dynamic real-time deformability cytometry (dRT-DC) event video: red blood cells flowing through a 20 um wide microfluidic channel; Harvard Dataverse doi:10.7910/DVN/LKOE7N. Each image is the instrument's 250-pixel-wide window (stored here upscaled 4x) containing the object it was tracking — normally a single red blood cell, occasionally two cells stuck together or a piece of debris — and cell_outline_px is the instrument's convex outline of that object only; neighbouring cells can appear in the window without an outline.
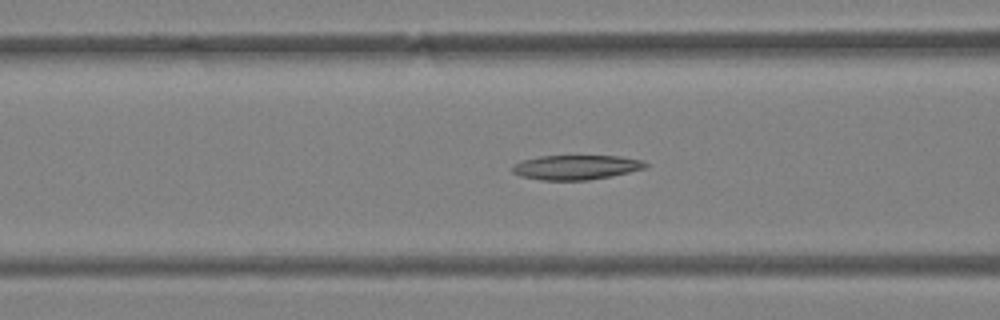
{"species": "Egyptian fruit bat (a non-hibernating species)", "species_latin": "Rousettus aegyptiacus", "temperature_condition": "warm", "stored_images_in_passage": 42, "camera_frame_rate_fps": 3000, "um_per_image_px": 0.085, "animal": {"sex": "female"}, "frame": {"image": 1, "passage_image": 14, "time_ms": 4.333, "image_size_px": [1000, 320], "cell_outline_px": [[648, 164], [644, 168], [612, 176], [588, 180], [540, 180], [520, 176], [512, 172], [512, 168], [516, 164], [524, 160], [540, 156], [620, 156], [644, 160]], "centroid_in_image_um": [48.99, 14.22], "position_along_channel_um": 117.6, "area_um2": 18.96}}
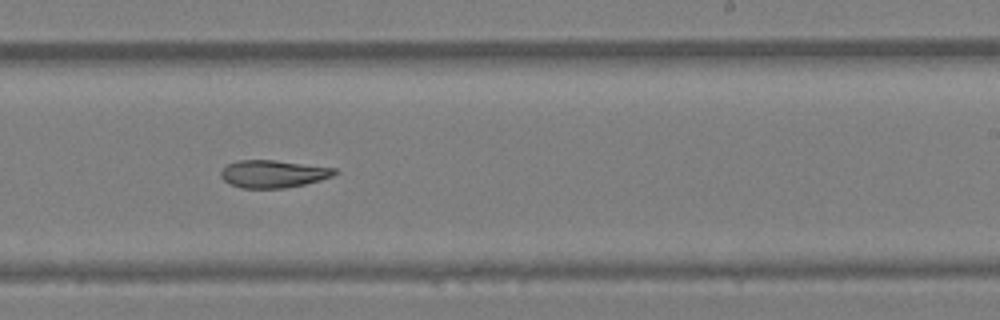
{"frame": {"image": 2, "passage_image": 24, "time_ms": 7.667, "image_size_px": [1000, 320], "cell_outline_px": [[340, 172], [332, 176], [320, 180], [304, 184], [284, 188], [240, 188], [228, 184], [220, 176], [220, 172], [228, 164], [240, 160], [276, 160], [336, 168]], "centroid_in_image_um": [23.23, 14.78], "position_along_channel_um": 265.8, "area_um2": 18.32}}
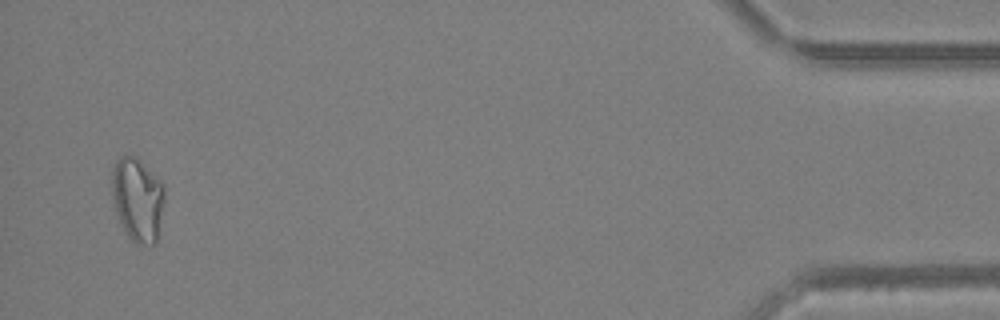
{"frame": {"image": 3, "passage_image": 40, "time_ms": 13.0, "image_size_px": [1000, 320], "cell_outline_px": [[164, 200], [160, 236], [156, 244], [136, 244], [128, 236], [112, 204], [112, 168], [116, 160], [120, 156], [136, 156], [164, 184]], "centroid_in_image_um": [11.72, 16.97], "position_along_channel_um": 423.5, "area_um2": 26.07}}